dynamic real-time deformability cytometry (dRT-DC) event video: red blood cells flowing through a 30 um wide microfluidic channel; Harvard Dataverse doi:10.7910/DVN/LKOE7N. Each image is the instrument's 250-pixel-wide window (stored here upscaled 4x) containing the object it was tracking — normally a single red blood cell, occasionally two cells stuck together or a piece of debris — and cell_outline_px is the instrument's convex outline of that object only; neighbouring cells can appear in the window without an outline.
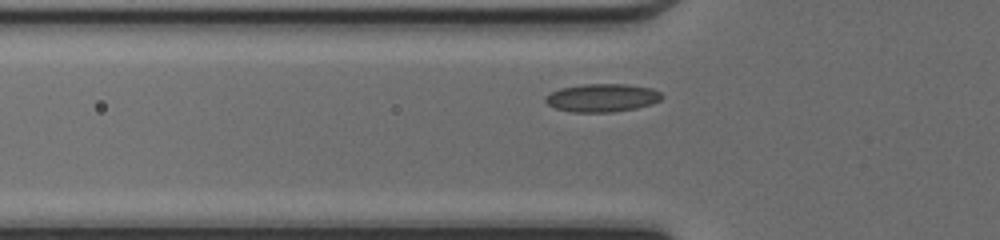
{"species": "common noctule bat (a hibernating species)", "species_latin": "Nyctalus noctula", "temperature_condition": "cold", "stored_images_in_passage": 28, "camera_frame_rate_fps": 3000, "um_per_image_px": 0.085, "animal": {"sex": "female", "body_mass_g": 17.0, "forearm_length_mm": 48.0}, "frame": {"image": 1, "passage_image": 2, "time_ms": 0.333, "image_size_px": [1000, 240], "cell_outline_px": [[664, 96], [660, 100], [652, 104], [636, 108], [612, 112], [572, 112], [556, 108], [548, 104], [544, 100], [552, 92], [560, 88], [580, 84], [628, 84], [652, 88], [660, 92]], "centroid_in_image_um": [51.22, 8.3], "position_along_channel_um": 74.6, "area_um2": 19.07}}
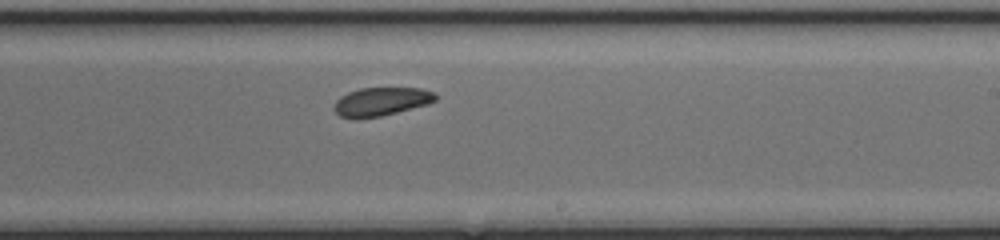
{"frame": {"image": 2, "passage_image": 15, "time_ms": 4.667, "image_size_px": [1000, 240], "cell_outline_px": [[436, 100], [428, 104], [380, 116], [340, 116], [332, 108], [336, 100], [340, 96], [348, 92], [360, 88], [420, 88], [436, 92]], "centroid_in_image_um": [32.43, 8.59], "position_along_channel_um": 256.6, "area_um2": 16.42}}
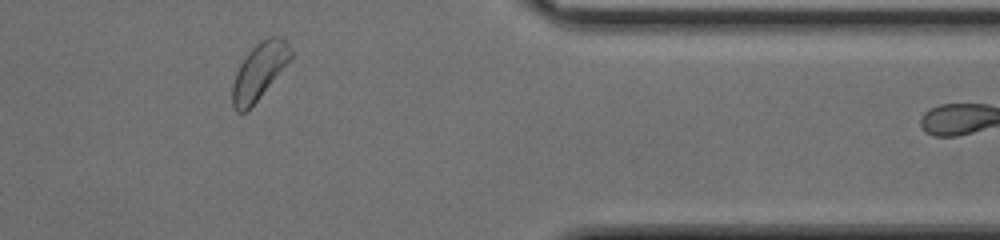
{"frame": {"image": 3, "passage_image": 26, "time_ms": 8.333, "image_size_px": [1000, 240], "cell_outline_px": [[292, 56], [260, 96], [244, 112], [236, 112], [232, 104], [232, 84], [236, 72], [240, 64], [248, 52], [260, 40], [268, 36], [280, 36], [288, 44], [292, 52]], "centroid_in_image_um": [22.0, 6.02], "position_along_channel_um": 389.4, "area_um2": 18.61}}